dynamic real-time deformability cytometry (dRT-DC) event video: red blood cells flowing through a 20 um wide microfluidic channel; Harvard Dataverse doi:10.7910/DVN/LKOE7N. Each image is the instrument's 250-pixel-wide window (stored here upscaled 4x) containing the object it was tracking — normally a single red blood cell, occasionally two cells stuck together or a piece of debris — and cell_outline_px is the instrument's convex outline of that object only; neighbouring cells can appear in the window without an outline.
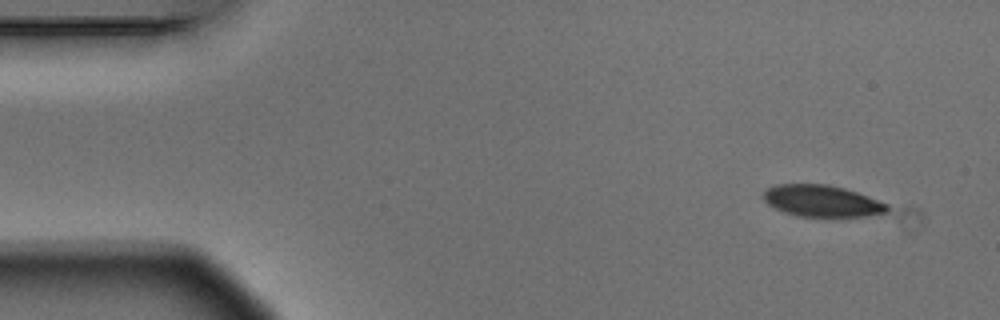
{"species": "Egyptian fruit bat (a non-hibernating species)", "species_latin": "Rousettus aegyptiacus", "temperature_condition": "warm", "stored_images_in_passage": 3, "camera_frame_rate_fps": 3000, "um_per_image_px": 0.085, "animal": {"sex": "male"}, "frame": {"image": 1, "passage_image": 1, "time_ms": 0.0, "image_size_px": [1000, 320], "cell_outline_px": [[888, 212], [868, 216], [840, 220], [836, 220], [796, 216], [784, 212], [768, 204], [764, 200], [764, 192], [768, 188], [776, 184], [828, 184], [844, 188], [868, 196], [888, 204]], "centroid_in_image_um": [69.92, 17.14], "position_along_channel_um": 15.1, "area_um2": 23.76}}
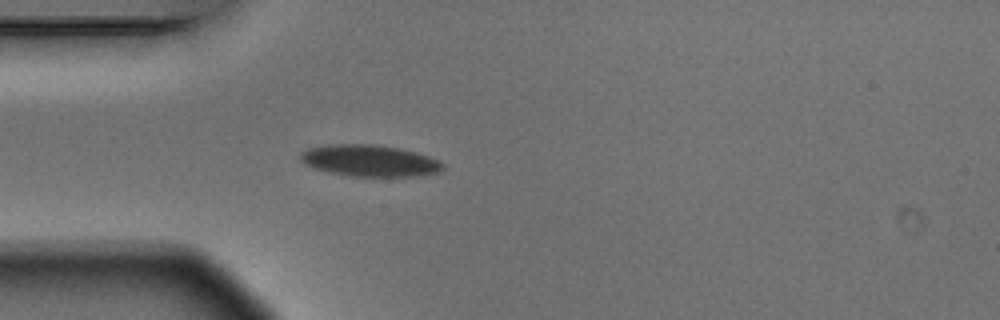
{"frame": {"image": 2, "passage_image": 3, "time_ms": 0.667, "image_size_px": [1000, 320], "cell_outline_px": [[444, 168], [440, 172], [420, 176], [352, 176], [328, 172], [304, 164], [300, 160], [300, 152], [308, 148], [328, 144], [376, 144], [400, 148], [416, 152], [440, 160], [444, 164]], "centroid_in_image_um": [31.44, 13.65], "position_along_channel_um": 53.6, "area_um2": 26.41}}